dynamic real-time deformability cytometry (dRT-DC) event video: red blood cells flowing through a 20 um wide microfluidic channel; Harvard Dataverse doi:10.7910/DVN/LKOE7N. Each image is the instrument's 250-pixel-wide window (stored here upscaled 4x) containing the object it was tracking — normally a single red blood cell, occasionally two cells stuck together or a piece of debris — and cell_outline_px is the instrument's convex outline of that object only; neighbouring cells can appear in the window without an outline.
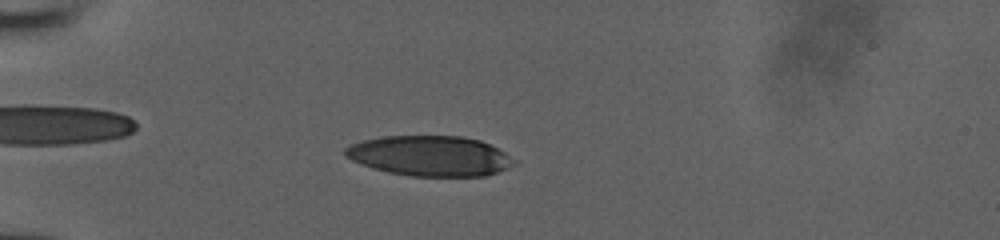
{"species": "human", "species_latin": "Homo sapiens", "temperature_condition": "room temperature", "stored_images_in_passage": 37, "camera_frame_rate_fps": 3000, "um_per_image_px": 0.085, "donor": {"sex": "male"}, "frame": {"image": 1, "passage_image": 1, "time_ms": 0.0, "image_size_px": [1000, 240], "cell_outline_px": [[520, 160], [516, 164], [496, 172], [484, 176], [412, 176], [388, 172], [372, 168], [360, 164], [344, 156], [344, 148], [352, 144], [364, 140], [384, 136], [460, 136], [480, 140]], "centroid_in_image_um": [36.55, 13.25], "position_along_channel_um": 48.4, "area_um2": 39.65}}
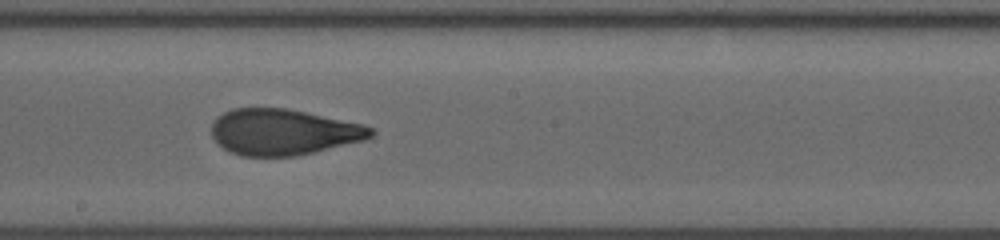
{"frame": {"image": 2, "passage_image": 16, "time_ms": 5.0, "image_size_px": [1000, 240], "cell_outline_px": [[376, 132], [372, 136], [364, 140], [296, 156], [240, 156], [228, 152], [216, 144], [212, 136], [212, 124], [216, 116], [232, 108], [288, 108], [364, 124], [372, 128]], "centroid_in_image_um": [24.05, 11.22], "position_along_channel_um": 224.2, "area_um2": 43.06}}
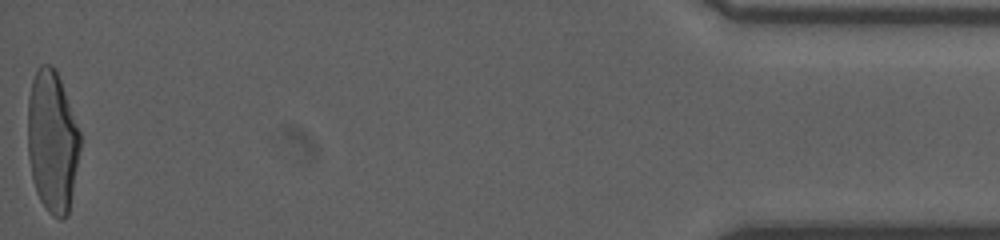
{"frame": {"image": 3, "passage_image": 37, "time_ms": 12.0, "image_size_px": [1000, 240], "cell_outline_px": [[80, 148], [68, 216], [64, 220], [60, 220], [52, 216], [44, 208], [36, 192], [32, 180], [28, 156], [28, 96], [32, 80], [40, 64], [52, 64], [56, 68], [80, 132]], "centroid_in_image_um": [4.43, 12.05], "position_along_channel_um": 430.8, "area_um2": 43.58}}